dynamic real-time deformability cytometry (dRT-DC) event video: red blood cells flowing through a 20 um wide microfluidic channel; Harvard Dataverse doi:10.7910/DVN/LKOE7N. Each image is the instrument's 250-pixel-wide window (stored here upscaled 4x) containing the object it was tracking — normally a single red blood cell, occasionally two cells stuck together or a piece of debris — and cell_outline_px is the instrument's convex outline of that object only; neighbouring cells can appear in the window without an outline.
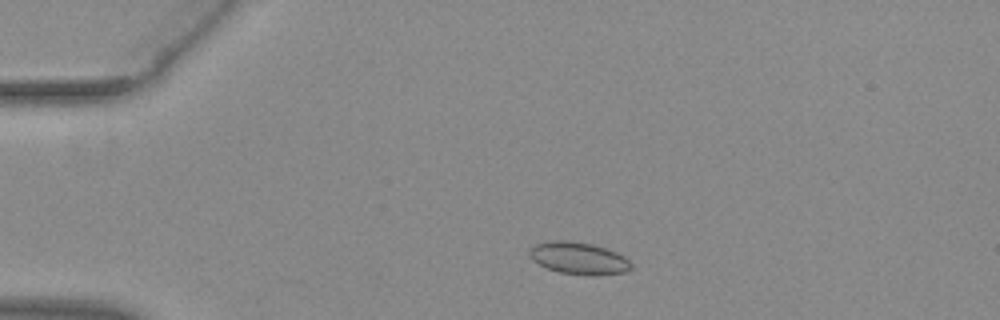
{"species": "common noctule bat (a hibernating species)", "species_latin": "Nyctalus noctula", "temperature_condition": "warm", "stored_images_in_passage": 48, "camera_frame_rate_fps": 3000, "um_per_image_px": 0.085, "animal": {"sex": "female", "body_mass_g": 29.2, "forearm_length_mm": 56.3}, "frame": {"image": 1, "passage_image": 7, "time_ms": 2.0, "image_size_px": [1000, 320], "cell_outline_px": [[632, 268], [624, 272], [596, 276], [588, 276], [560, 272], [548, 268], [532, 260], [528, 256], [528, 252], [536, 244], [552, 240], [572, 240], [592, 244], [616, 252], [624, 256], [632, 264]], "centroid_in_image_um": [49.19, 21.95], "position_along_channel_um": 35.8, "area_um2": 19.13}}
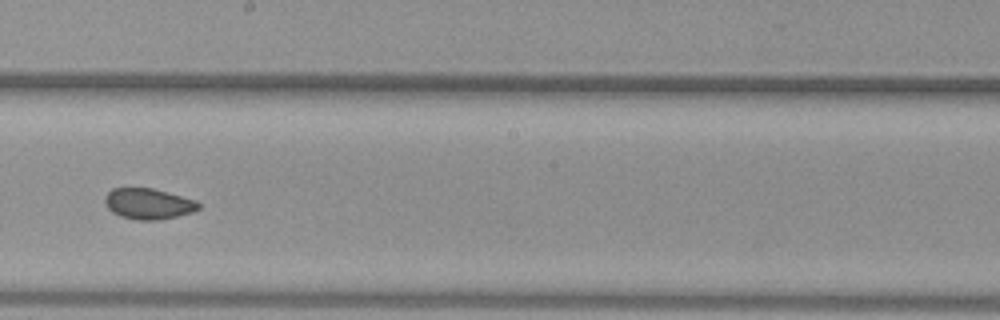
{"frame": {"image": 2, "passage_image": 26, "time_ms": 8.333, "image_size_px": [1000, 320], "cell_outline_px": [[200, 208], [192, 212], [176, 216], [156, 220], [136, 220], [120, 216], [112, 212], [108, 208], [104, 200], [104, 196], [112, 188], [152, 188], [168, 192], [196, 200], [200, 204]], "centroid_in_image_um": [12.6, 17.31], "position_along_channel_um": 235.6, "area_um2": 16.82}}
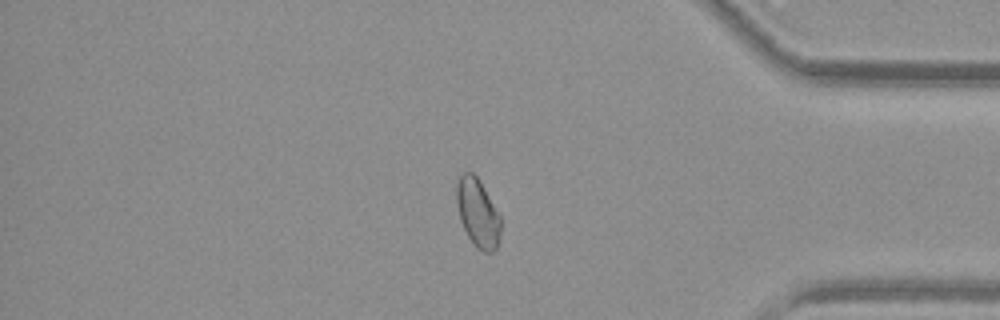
{"frame": {"image": 3, "passage_image": 40, "time_ms": 13.0, "image_size_px": [1000, 320], "cell_outline_px": [[500, 236], [496, 248], [492, 252], [484, 252], [476, 248], [472, 244], [460, 220], [456, 204], [456, 176], [464, 172], [472, 172], [480, 180], [500, 216]], "centroid_in_image_um": [40.58, 18.07], "position_along_channel_um": 394.6, "area_um2": 17.8}, "authors_computed_cell_mechanics": {"area_um2": 17.8024, "velocity_mm_per_s": 3.9171, "shape_relaxation_time_tau1_ms": null, "shape_relaxation_time_tau2_ms": 1.1921, "deformation_change_tau1": null, "deformation_change_tau2": 0.048}}